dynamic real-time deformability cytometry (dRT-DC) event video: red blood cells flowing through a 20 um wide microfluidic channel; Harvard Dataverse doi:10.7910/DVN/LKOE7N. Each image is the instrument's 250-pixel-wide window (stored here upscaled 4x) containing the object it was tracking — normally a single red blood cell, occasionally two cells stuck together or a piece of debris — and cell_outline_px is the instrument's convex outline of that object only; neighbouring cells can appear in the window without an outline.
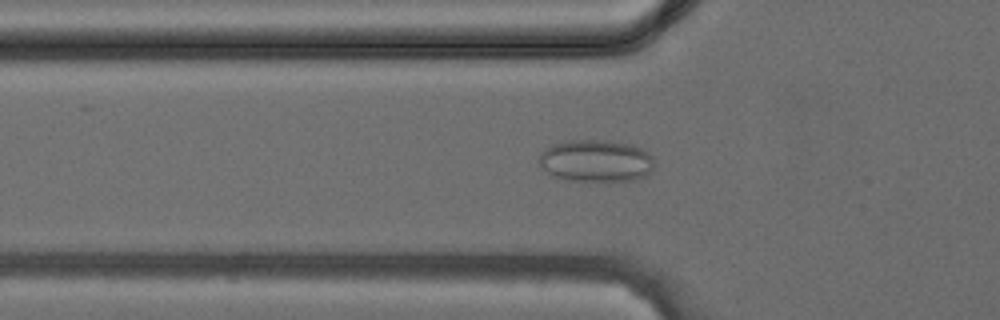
{"species": "common noctule bat (a hibernating species)", "species_latin": "Nyctalus noctula", "temperature_condition": "cold", "stored_images_in_passage": 32, "camera_frame_rate_fps": 3000, "um_per_image_px": 0.085, "animal": {"sex": "female", "body_mass_g": 24.6, "forearm_length_mm": 56.2}, "frame": {"image": 1, "passage_image": 5, "time_ms": 1.333, "image_size_px": [1000, 320], "cell_outline_px": [[652, 168], [648, 176], [636, 180], [568, 180], [556, 176], [548, 172], [540, 164], [540, 152], [552, 144], [568, 140], [604, 140], [632, 144], [648, 152], [652, 156]], "centroid_in_image_um": [50.68, 13.65], "position_along_channel_um": 75.1, "area_um2": 28.09}}